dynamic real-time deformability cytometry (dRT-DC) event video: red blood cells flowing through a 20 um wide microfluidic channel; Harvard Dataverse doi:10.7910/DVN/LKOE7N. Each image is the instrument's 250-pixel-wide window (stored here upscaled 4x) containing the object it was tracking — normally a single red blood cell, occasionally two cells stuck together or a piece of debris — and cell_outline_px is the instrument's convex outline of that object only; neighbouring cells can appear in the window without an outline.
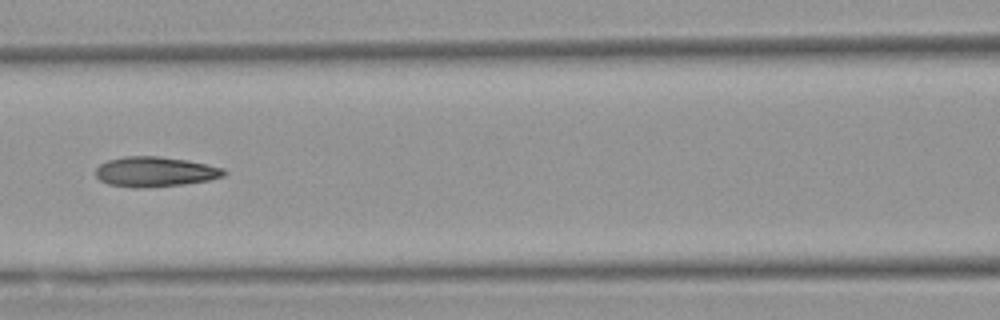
{"species": "Egyptian fruit bat (a non-hibernating species)", "species_latin": "Rousettus aegyptiacus", "temperature_condition": "warm", "stored_images_in_passage": 7, "camera_frame_rate_fps": 3000, "um_per_image_px": 0.085, "animal": {"sex": "female"}, "frame": {"image": 1, "passage_image": 7, "time_ms": 7.667, "image_size_px": [1000, 320], "cell_outline_px": [[228, 172], [224, 176], [208, 180], [184, 184], [144, 188], [136, 188], [108, 184], [100, 180], [96, 176], [96, 168], [100, 164], [108, 160], [124, 156], [160, 156], [188, 160], [224, 168]], "centroid_in_image_um": [13.19, 14.59], "position_along_channel_um": 153.4, "area_um2": 22.54}}